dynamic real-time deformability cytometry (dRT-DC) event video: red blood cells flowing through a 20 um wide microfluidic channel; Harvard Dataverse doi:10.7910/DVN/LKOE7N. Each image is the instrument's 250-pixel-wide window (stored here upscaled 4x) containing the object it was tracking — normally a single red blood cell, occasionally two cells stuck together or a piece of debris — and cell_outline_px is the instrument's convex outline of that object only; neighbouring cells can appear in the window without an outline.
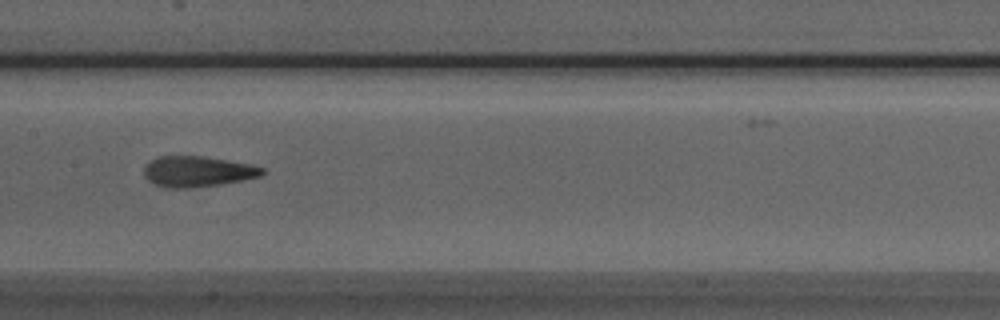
{"species": "Egyptian fruit bat (a non-hibernating species)", "species_latin": "Rousettus aegyptiacus", "temperature_condition": "room temperature", "stored_images_in_passage": 8, "camera_frame_rate_fps": 3000, "um_per_image_px": 0.085, "animal": {"sex": "male"}, "frame": {"image": 1, "passage_image": 8, "time_ms": 2.333, "image_size_px": [1000, 320], "cell_outline_px": [[264, 172], [260, 176], [220, 184], [188, 188], [168, 188], [156, 184], [148, 180], [144, 176], [144, 168], [156, 156], [200, 156], [252, 164], [264, 168]], "centroid_in_image_um": [16.78, 14.57], "position_along_channel_um": 190.6, "area_um2": 20.87}}